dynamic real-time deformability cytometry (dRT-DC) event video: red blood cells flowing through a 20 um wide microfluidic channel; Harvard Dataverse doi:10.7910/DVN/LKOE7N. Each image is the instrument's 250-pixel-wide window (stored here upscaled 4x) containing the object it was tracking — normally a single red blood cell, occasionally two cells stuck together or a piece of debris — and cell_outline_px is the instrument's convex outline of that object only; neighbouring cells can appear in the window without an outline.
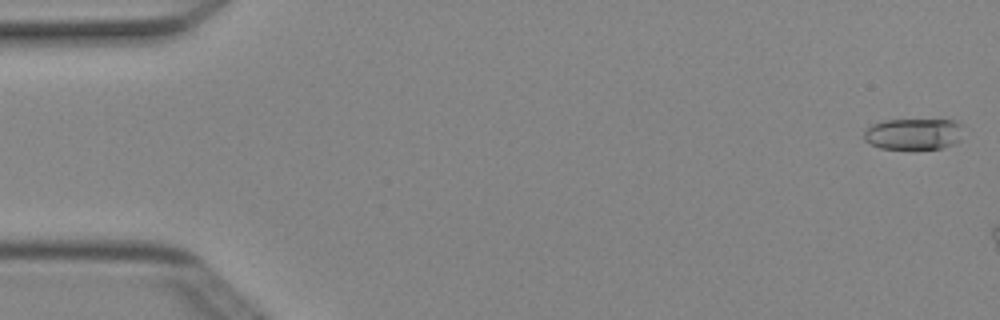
{"species": "Egyptian fruit bat (a non-hibernating species)", "species_latin": "Rousettus aegyptiacus", "temperature_condition": "cold", "stored_images_in_passage": 3, "camera_frame_rate_fps": 3000, "um_per_image_px": 0.085, "animal": {"sex": "female"}, "frame": {"image": 1, "passage_image": 1, "time_ms": 0.0, "image_size_px": [1000, 320], "cell_outline_px": [[964, 124], [960, 140], [944, 148], [880, 148], [864, 140], [864, 132], [872, 124], [884, 120], [960, 120]], "centroid_in_image_um": [77.71, 11.36], "position_along_channel_um": 7.3, "area_um2": 18.15}}